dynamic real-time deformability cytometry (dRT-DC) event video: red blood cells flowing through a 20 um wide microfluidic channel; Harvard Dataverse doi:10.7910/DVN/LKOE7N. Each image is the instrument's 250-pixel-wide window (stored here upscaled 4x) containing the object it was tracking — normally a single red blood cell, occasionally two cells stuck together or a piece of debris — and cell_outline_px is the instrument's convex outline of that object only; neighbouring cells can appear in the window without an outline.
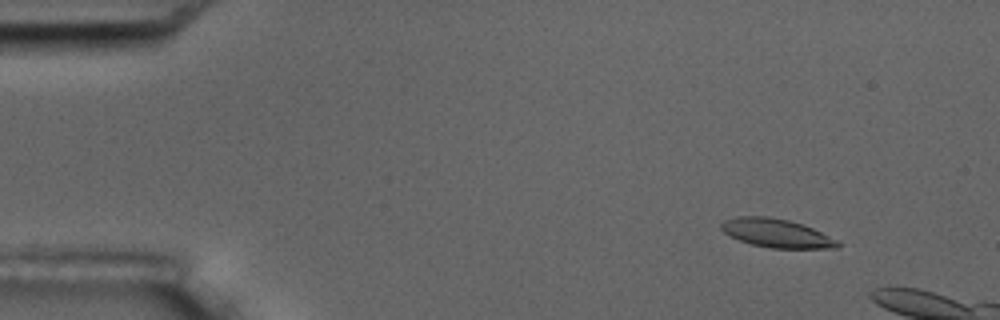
{"species": "common noctule bat (a hibernating species)", "species_latin": "Nyctalus noctula", "temperature_condition": "room temperature", "stored_images_in_passage": 5, "camera_frame_rate_fps": 3000, "um_per_image_px": 0.085, "animal": {"sex": "male", "body_mass_g": 17.5, "forearm_length_mm": 52.3}, "frame": {"image": 1, "passage_image": 2, "time_ms": 1.333, "image_size_px": [1000, 320], "cell_outline_px": [[840, 248], [772, 248], [752, 244], [740, 240], [724, 232], [720, 228], [720, 224], [724, 220], [736, 216], [768, 216], [788, 220], [812, 228], [836, 240], [840, 244]], "centroid_in_image_um": [65.97, 19.81], "position_along_channel_um": 19.0, "area_um2": 19.13}}